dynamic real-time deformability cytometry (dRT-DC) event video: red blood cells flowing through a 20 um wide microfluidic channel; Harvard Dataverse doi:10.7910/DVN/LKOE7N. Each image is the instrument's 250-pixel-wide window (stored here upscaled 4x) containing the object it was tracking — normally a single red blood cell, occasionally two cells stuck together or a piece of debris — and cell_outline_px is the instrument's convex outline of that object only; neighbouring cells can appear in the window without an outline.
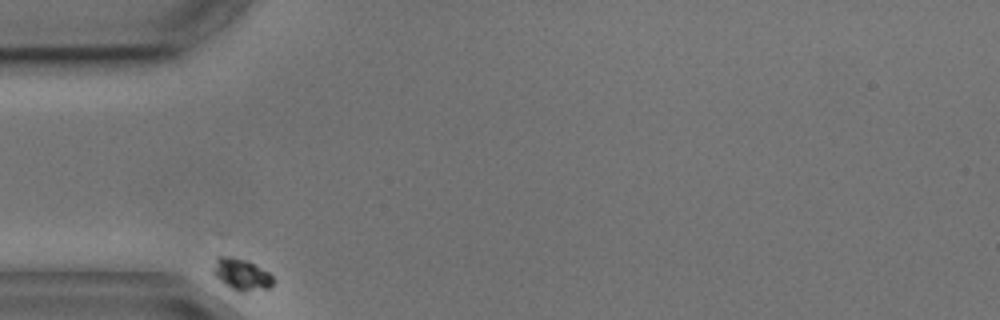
{"species": "common noctule bat (a hibernating species)", "species_latin": "Nyctalus noctula", "temperature_condition": "cold", "stored_images_in_passage": 10, "camera_frame_rate_fps": 3000, "um_per_image_px": 0.085, "animal": {"sex": "male", "body_mass_g": 17.9, "forearm_length_mm": 54.2}, "frame": {"image": 1, "passage_image": 1, "time_ms": 0.0, "image_size_px": [1000, 320], "cell_outline_px": [[272, 284], [268, 288], [244, 292], [240, 292], [224, 284], [212, 276], [212, 268], [216, 256], [232, 256], [248, 260], [268, 272], [272, 276]], "centroid_in_image_um": [20.45, 23.3], "position_along_channel_um": 64.5, "area_um2": 11.21}}
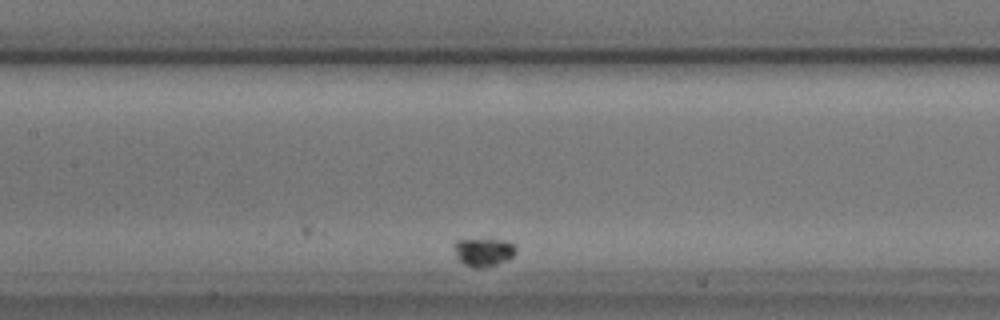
{"frame": {"image": 2, "passage_image": 4, "time_ms": 4.333, "image_size_px": [1000, 320], "cell_outline_px": [[516, 252], [508, 260], [488, 268], [472, 268], [464, 264], [456, 256], [456, 240], [484, 236], [492, 236], [508, 240], [516, 248]], "centroid_in_image_um": [41.15, 21.37], "position_along_channel_um": 166.2, "area_um2": 10.92}}
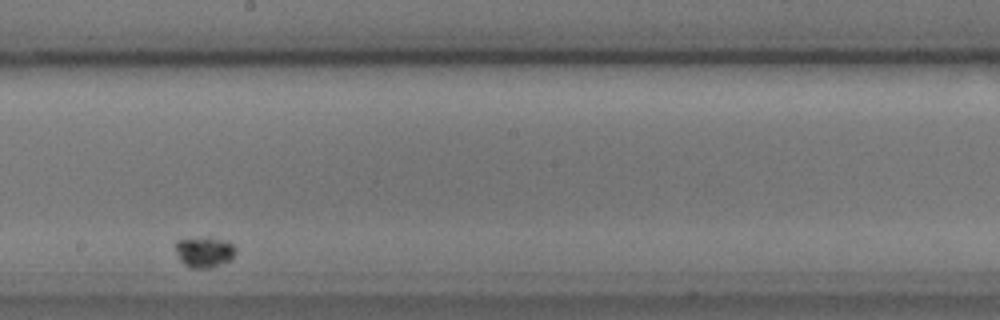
{"frame": {"image": 3, "passage_image": 6, "time_ms": 7.0, "image_size_px": [1000, 320], "cell_outline_px": [[236, 248], [232, 260], [212, 268], [192, 268], [184, 264], [176, 256], [176, 240], [204, 236], [208, 236], [224, 240], [232, 244]], "centroid_in_image_um": [17.37, 21.41], "position_along_channel_um": 230.8, "area_um2": 11.04}}